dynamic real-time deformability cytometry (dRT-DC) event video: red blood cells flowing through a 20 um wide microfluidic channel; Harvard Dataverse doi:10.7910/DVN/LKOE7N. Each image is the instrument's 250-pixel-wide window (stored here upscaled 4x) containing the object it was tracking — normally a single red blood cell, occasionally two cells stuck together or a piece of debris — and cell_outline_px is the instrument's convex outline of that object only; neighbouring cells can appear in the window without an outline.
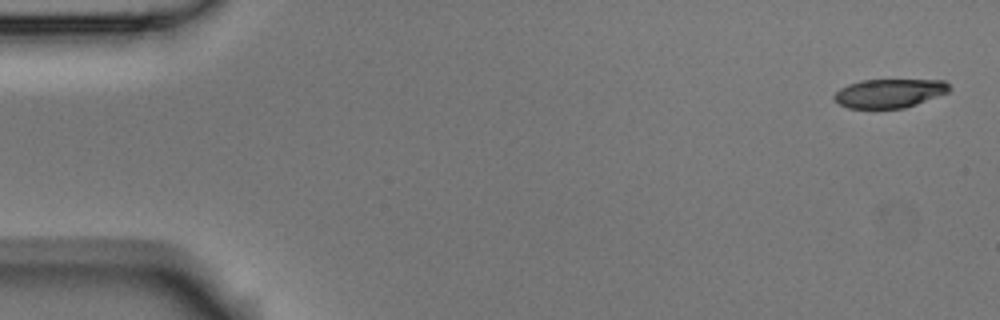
{"species": "Egyptian fruit bat (a non-hibernating species)", "species_latin": "Rousettus aegyptiacus", "temperature_condition": "room temperature", "stored_images_in_passage": 4, "camera_frame_rate_fps": 3000, "um_per_image_px": 0.085, "animal": {"sex": "male"}, "frame": {"image": 1, "passage_image": 1, "time_ms": 0.0, "image_size_px": [1000, 320], "cell_outline_px": [[952, 88], [948, 92], [916, 104], [904, 108], [848, 108], [840, 104], [832, 96], [840, 88], [848, 84], [860, 80], [944, 80]], "centroid_in_image_um": [75.59, 7.92], "position_along_channel_um": 9.4, "area_um2": 19.25}}